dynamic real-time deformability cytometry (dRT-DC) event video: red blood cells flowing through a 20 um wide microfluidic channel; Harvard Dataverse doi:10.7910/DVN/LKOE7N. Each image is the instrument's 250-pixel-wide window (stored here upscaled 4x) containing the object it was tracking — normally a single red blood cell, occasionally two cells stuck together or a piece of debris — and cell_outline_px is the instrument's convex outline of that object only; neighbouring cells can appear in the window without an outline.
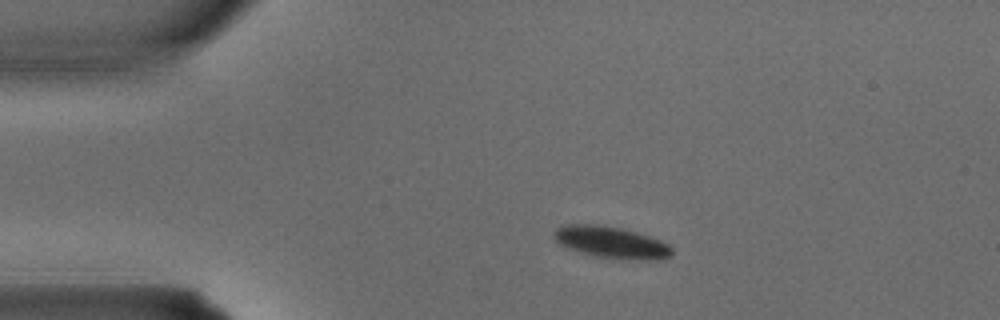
{"species": "common noctule bat (a hibernating species)", "species_latin": "Nyctalus noctula", "temperature_condition": "warm", "stored_images_in_passage": 2, "camera_frame_rate_fps": 3000, "um_per_image_px": 0.085, "animal": {"sex": "male", "body_mass_g": 15.6}, "frame": {"image": 1, "passage_image": 1, "time_ms": 0.0, "image_size_px": [1000, 320], "cell_outline_px": [[672, 256], [660, 260], [644, 260], [596, 256], [580, 252], [568, 248], [560, 244], [552, 236], [552, 232], [556, 228], [568, 224], [588, 224], [620, 228], [636, 232], [660, 240], [668, 244], [672, 248]], "centroid_in_image_um": [51.96, 20.6], "position_along_channel_um": 33.0, "area_um2": 21.56}}